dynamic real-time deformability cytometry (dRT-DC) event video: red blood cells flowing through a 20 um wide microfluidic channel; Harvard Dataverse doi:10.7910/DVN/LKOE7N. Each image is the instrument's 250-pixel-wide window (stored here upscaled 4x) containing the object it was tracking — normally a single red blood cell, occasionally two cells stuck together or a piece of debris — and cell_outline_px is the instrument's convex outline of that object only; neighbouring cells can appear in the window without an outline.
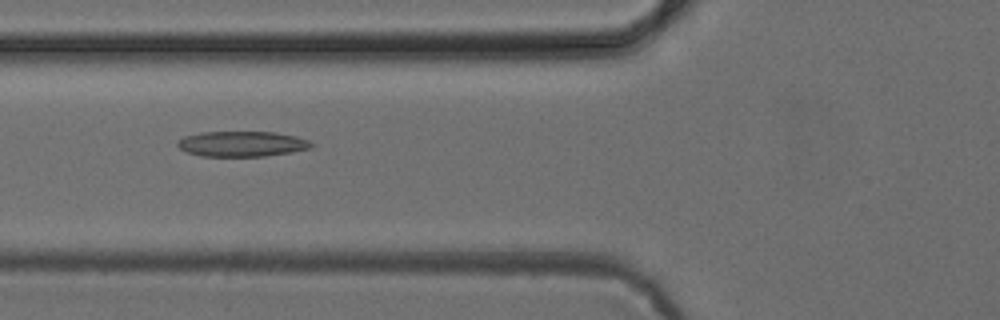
{"species": "common noctule bat (a hibernating species)", "species_latin": "Nyctalus noctula", "temperature_condition": "cold", "stored_images_in_passage": 6, "camera_frame_rate_fps": 3000, "um_per_image_px": 0.085, "animal": {"sex": "female", "body_mass_g": 24.6, "forearm_length_mm": 56.2}, "frame": {"image": 1, "passage_image": 6, "time_ms": 5.667, "image_size_px": [1000, 320], "cell_outline_px": [[312, 148], [292, 152], [264, 156], [200, 156], [184, 152], [176, 144], [176, 140], [184, 136], [200, 132], [276, 132], [296, 136], [308, 140], [312, 144]], "centroid_in_image_um": [20.52, 12.23], "position_along_channel_um": 105.3, "area_um2": 19.94}}